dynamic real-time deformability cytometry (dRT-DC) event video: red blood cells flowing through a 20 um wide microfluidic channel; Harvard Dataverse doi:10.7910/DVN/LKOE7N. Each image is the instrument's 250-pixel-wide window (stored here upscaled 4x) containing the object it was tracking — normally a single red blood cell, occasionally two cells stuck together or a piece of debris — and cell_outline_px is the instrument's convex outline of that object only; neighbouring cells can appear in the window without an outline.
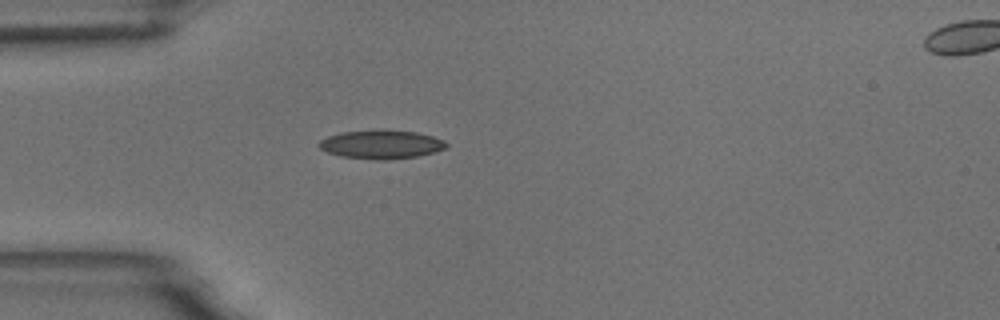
{"species": "common noctule bat (a hibernating species)", "species_latin": "Nyctalus noctula", "temperature_condition": "room temperature", "stored_images_in_passage": 2, "camera_frame_rate_fps": 3000, "um_per_image_px": 0.085, "animal": {"sex": "male", "body_mass_g": 18.8}, "frame": {"image": 1, "passage_image": 1, "time_ms": 0.0, "image_size_px": [1000, 320], "cell_outline_px": [[448, 148], [436, 152], [416, 156], [384, 160], [376, 160], [340, 156], [328, 152], [320, 148], [316, 144], [320, 140], [328, 136], [340, 132], [380, 128], [416, 132], [432, 136], [444, 140], [448, 144]], "centroid_in_image_um": [32.41, 12.25], "position_along_channel_um": 52.6, "area_um2": 21.73}}